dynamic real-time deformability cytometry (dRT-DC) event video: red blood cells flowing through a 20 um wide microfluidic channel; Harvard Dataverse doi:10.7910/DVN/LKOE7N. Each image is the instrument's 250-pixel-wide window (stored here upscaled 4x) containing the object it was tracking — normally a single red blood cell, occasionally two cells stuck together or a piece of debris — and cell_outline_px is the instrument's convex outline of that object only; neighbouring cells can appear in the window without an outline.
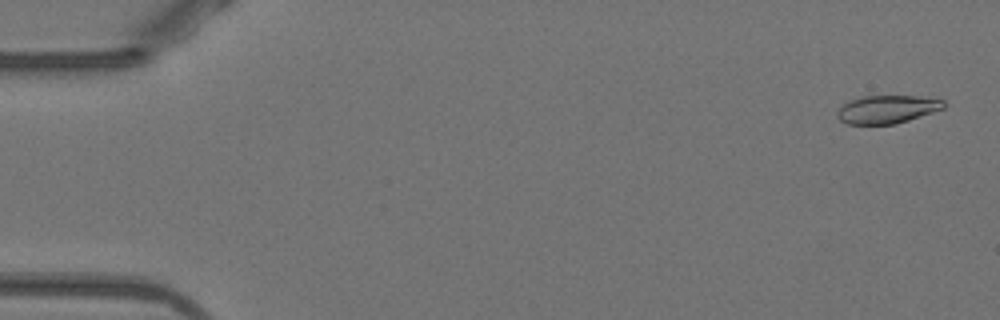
{"species": "Egyptian fruit bat (a non-hibernating species)", "species_latin": "Rousettus aegyptiacus", "temperature_condition": "warm", "stored_images_in_passage": 52, "camera_frame_rate_fps": 3000, "um_per_image_px": 0.085, "animal": {"sex": "female"}, "frame": {"image": 1, "passage_image": 2, "time_ms": 0.333, "image_size_px": [1000, 320], "cell_outline_px": [[944, 108], [896, 124], [848, 124], [840, 120], [836, 116], [836, 112], [848, 100], [860, 96], [916, 96], [944, 100]], "centroid_in_image_um": [75.36, 9.29], "position_along_channel_um": 9.6, "area_um2": 17.34}}
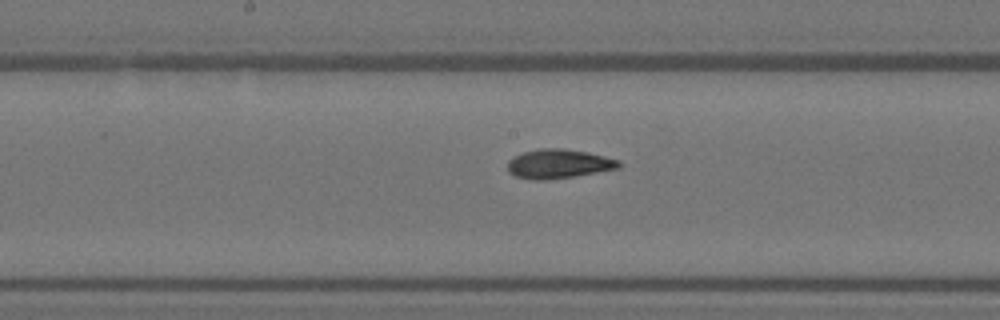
{"frame": {"image": 2, "passage_image": 27, "time_ms": 8.667, "image_size_px": [1000, 320], "cell_outline_px": [[620, 168], [572, 176], [544, 180], [532, 180], [516, 176], [508, 172], [508, 160], [512, 156], [524, 152], [540, 148], [564, 148], [588, 152], [620, 160]], "centroid_in_image_um": [47.46, 13.91], "position_along_channel_um": 200.7, "area_um2": 18.9}}
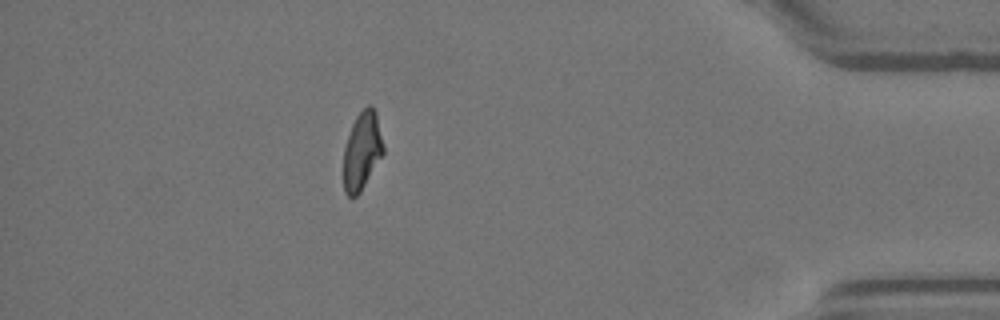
{"frame": {"image": 3, "passage_image": 46, "time_ms": 15.0, "image_size_px": [1000, 320], "cell_outline_px": [[384, 152], [360, 192], [356, 196], [348, 196], [344, 192], [344, 148], [352, 124], [356, 116], [368, 104], [372, 104], [376, 112], [384, 148]], "centroid_in_image_um": [30.77, 12.8], "position_along_channel_um": 404.4, "area_um2": 17.86}, "authors_computed_cell_mechanics": {"area_um2": 18.3804, "velocity_mm_per_s": 3.9485, "shape_relaxation_time_tau1_ms": 6.9924, "shape_relaxation_time_tau2_ms": 0.9736, "deformation_change_tau1": 0.2368, "deformation_change_tau2": 0.0562}}